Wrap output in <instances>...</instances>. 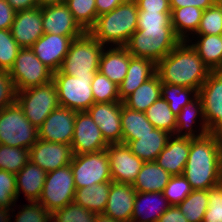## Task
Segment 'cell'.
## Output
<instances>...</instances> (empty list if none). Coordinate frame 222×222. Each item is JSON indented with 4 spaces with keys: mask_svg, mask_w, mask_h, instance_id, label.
Returning <instances> with one entry per match:
<instances>
[{
    "mask_svg": "<svg viewBox=\"0 0 222 222\" xmlns=\"http://www.w3.org/2000/svg\"><path fill=\"white\" fill-rule=\"evenodd\" d=\"M193 190H208L222 182V135L207 133L190 139L183 171Z\"/></svg>",
    "mask_w": 222,
    "mask_h": 222,
    "instance_id": "6da1fadb",
    "label": "cell"
},
{
    "mask_svg": "<svg viewBox=\"0 0 222 222\" xmlns=\"http://www.w3.org/2000/svg\"><path fill=\"white\" fill-rule=\"evenodd\" d=\"M188 43L181 41L159 61L156 64V73L162 83L183 86L198 92L211 70Z\"/></svg>",
    "mask_w": 222,
    "mask_h": 222,
    "instance_id": "7a4b0ae2",
    "label": "cell"
},
{
    "mask_svg": "<svg viewBox=\"0 0 222 222\" xmlns=\"http://www.w3.org/2000/svg\"><path fill=\"white\" fill-rule=\"evenodd\" d=\"M137 21L138 6L135 0H130L99 15L88 32L102 45L125 46L137 30Z\"/></svg>",
    "mask_w": 222,
    "mask_h": 222,
    "instance_id": "3957f363",
    "label": "cell"
},
{
    "mask_svg": "<svg viewBox=\"0 0 222 222\" xmlns=\"http://www.w3.org/2000/svg\"><path fill=\"white\" fill-rule=\"evenodd\" d=\"M181 41L173 27L137 28L124 47L131 56L157 64Z\"/></svg>",
    "mask_w": 222,
    "mask_h": 222,
    "instance_id": "277c9868",
    "label": "cell"
},
{
    "mask_svg": "<svg viewBox=\"0 0 222 222\" xmlns=\"http://www.w3.org/2000/svg\"><path fill=\"white\" fill-rule=\"evenodd\" d=\"M89 32L73 39L63 59L60 71L75 77H94L99 70L100 58L106 48Z\"/></svg>",
    "mask_w": 222,
    "mask_h": 222,
    "instance_id": "5b68a950",
    "label": "cell"
},
{
    "mask_svg": "<svg viewBox=\"0 0 222 222\" xmlns=\"http://www.w3.org/2000/svg\"><path fill=\"white\" fill-rule=\"evenodd\" d=\"M38 140V129L24 116L15 101L0 110V144L30 149Z\"/></svg>",
    "mask_w": 222,
    "mask_h": 222,
    "instance_id": "8992f818",
    "label": "cell"
},
{
    "mask_svg": "<svg viewBox=\"0 0 222 222\" xmlns=\"http://www.w3.org/2000/svg\"><path fill=\"white\" fill-rule=\"evenodd\" d=\"M15 101L22 108L24 116L37 129L49 114L59 106L57 89L53 80L16 92Z\"/></svg>",
    "mask_w": 222,
    "mask_h": 222,
    "instance_id": "52a82bcc",
    "label": "cell"
},
{
    "mask_svg": "<svg viewBox=\"0 0 222 222\" xmlns=\"http://www.w3.org/2000/svg\"><path fill=\"white\" fill-rule=\"evenodd\" d=\"M93 77H75L62 73L60 70L53 73V82L56 85L59 106L83 112L94 103L91 90Z\"/></svg>",
    "mask_w": 222,
    "mask_h": 222,
    "instance_id": "ba28073f",
    "label": "cell"
},
{
    "mask_svg": "<svg viewBox=\"0 0 222 222\" xmlns=\"http://www.w3.org/2000/svg\"><path fill=\"white\" fill-rule=\"evenodd\" d=\"M8 72L16 92L49 83L54 73L36 57L31 48L20 49Z\"/></svg>",
    "mask_w": 222,
    "mask_h": 222,
    "instance_id": "9c48e42d",
    "label": "cell"
},
{
    "mask_svg": "<svg viewBox=\"0 0 222 222\" xmlns=\"http://www.w3.org/2000/svg\"><path fill=\"white\" fill-rule=\"evenodd\" d=\"M76 187L71 165L47 172L43 190L38 200L51 214L73 202Z\"/></svg>",
    "mask_w": 222,
    "mask_h": 222,
    "instance_id": "30bf717a",
    "label": "cell"
},
{
    "mask_svg": "<svg viewBox=\"0 0 222 222\" xmlns=\"http://www.w3.org/2000/svg\"><path fill=\"white\" fill-rule=\"evenodd\" d=\"M70 165L76 189L112 181L106 149L74 155Z\"/></svg>",
    "mask_w": 222,
    "mask_h": 222,
    "instance_id": "8fae6325",
    "label": "cell"
},
{
    "mask_svg": "<svg viewBox=\"0 0 222 222\" xmlns=\"http://www.w3.org/2000/svg\"><path fill=\"white\" fill-rule=\"evenodd\" d=\"M209 133L222 135V71H211L198 91Z\"/></svg>",
    "mask_w": 222,
    "mask_h": 222,
    "instance_id": "7c38bea8",
    "label": "cell"
},
{
    "mask_svg": "<svg viewBox=\"0 0 222 222\" xmlns=\"http://www.w3.org/2000/svg\"><path fill=\"white\" fill-rule=\"evenodd\" d=\"M106 151L109 157L112 181L133 185L145 162L122 143L109 144Z\"/></svg>",
    "mask_w": 222,
    "mask_h": 222,
    "instance_id": "4fadbf2b",
    "label": "cell"
},
{
    "mask_svg": "<svg viewBox=\"0 0 222 222\" xmlns=\"http://www.w3.org/2000/svg\"><path fill=\"white\" fill-rule=\"evenodd\" d=\"M102 132L87 111L76 112L71 147L74 155L97 152L108 147Z\"/></svg>",
    "mask_w": 222,
    "mask_h": 222,
    "instance_id": "5bb4252c",
    "label": "cell"
},
{
    "mask_svg": "<svg viewBox=\"0 0 222 222\" xmlns=\"http://www.w3.org/2000/svg\"><path fill=\"white\" fill-rule=\"evenodd\" d=\"M76 112L66 107L58 106L38 128V139L71 146Z\"/></svg>",
    "mask_w": 222,
    "mask_h": 222,
    "instance_id": "9a60e30c",
    "label": "cell"
},
{
    "mask_svg": "<svg viewBox=\"0 0 222 222\" xmlns=\"http://www.w3.org/2000/svg\"><path fill=\"white\" fill-rule=\"evenodd\" d=\"M123 102L93 103L87 112L108 144L122 143L121 111Z\"/></svg>",
    "mask_w": 222,
    "mask_h": 222,
    "instance_id": "2e32d148",
    "label": "cell"
},
{
    "mask_svg": "<svg viewBox=\"0 0 222 222\" xmlns=\"http://www.w3.org/2000/svg\"><path fill=\"white\" fill-rule=\"evenodd\" d=\"M70 145L38 139L29 149V160L39 165L45 172L69 165L73 159Z\"/></svg>",
    "mask_w": 222,
    "mask_h": 222,
    "instance_id": "e0dca14e",
    "label": "cell"
},
{
    "mask_svg": "<svg viewBox=\"0 0 222 222\" xmlns=\"http://www.w3.org/2000/svg\"><path fill=\"white\" fill-rule=\"evenodd\" d=\"M80 36H61L44 33L31 47L36 57L53 72L59 71L73 39Z\"/></svg>",
    "mask_w": 222,
    "mask_h": 222,
    "instance_id": "ac0fdd59",
    "label": "cell"
},
{
    "mask_svg": "<svg viewBox=\"0 0 222 222\" xmlns=\"http://www.w3.org/2000/svg\"><path fill=\"white\" fill-rule=\"evenodd\" d=\"M11 34L21 48H31L44 34L42 7L17 11L10 28Z\"/></svg>",
    "mask_w": 222,
    "mask_h": 222,
    "instance_id": "d6986e66",
    "label": "cell"
},
{
    "mask_svg": "<svg viewBox=\"0 0 222 222\" xmlns=\"http://www.w3.org/2000/svg\"><path fill=\"white\" fill-rule=\"evenodd\" d=\"M42 24L44 33L61 36H82L85 33L66 4L42 7Z\"/></svg>",
    "mask_w": 222,
    "mask_h": 222,
    "instance_id": "ffe728a7",
    "label": "cell"
},
{
    "mask_svg": "<svg viewBox=\"0 0 222 222\" xmlns=\"http://www.w3.org/2000/svg\"><path fill=\"white\" fill-rule=\"evenodd\" d=\"M137 191L131 184L111 181L109 196L103 215L118 222H131Z\"/></svg>",
    "mask_w": 222,
    "mask_h": 222,
    "instance_id": "44dd1931",
    "label": "cell"
},
{
    "mask_svg": "<svg viewBox=\"0 0 222 222\" xmlns=\"http://www.w3.org/2000/svg\"><path fill=\"white\" fill-rule=\"evenodd\" d=\"M190 139L171 135L155 162L172 176L182 175L190 152Z\"/></svg>",
    "mask_w": 222,
    "mask_h": 222,
    "instance_id": "7402d4cb",
    "label": "cell"
},
{
    "mask_svg": "<svg viewBox=\"0 0 222 222\" xmlns=\"http://www.w3.org/2000/svg\"><path fill=\"white\" fill-rule=\"evenodd\" d=\"M109 48L107 51L103 49L98 71L119 86L127 74L133 56L124 46Z\"/></svg>",
    "mask_w": 222,
    "mask_h": 222,
    "instance_id": "603a6c76",
    "label": "cell"
},
{
    "mask_svg": "<svg viewBox=\"0 0 222 222\" xmlns=\"http://www.w3.org/2000/svg\"><path fill=\"white\" fill-rule=\"evenodd\" d=\"M156 73V64L146 58L132 57L123 82L118 86L119 98L123 102L146 80Z\"/></svg>",
    "mask_w": 222,
    "mask_h": 222,
    "instance_id": "cb8c5ba5",
    "label": "cell"
},
{
    "mask_svg": "<svg viewBox=\"0 0 222 222\" xmlns=\"http://www.w3.org/2000/svg\"><path fill=\"white\" fill-rule=\"evenodd\" d=\"M170 206L171 205L169 204L168 200L163 196L162 192H137L135 195L134 210L131 217V222H157L160 216ZM146 208L150 209L152 212L150 211L149 214Z\"/></svg>",
    "mask_w": 222,
    "mask_h": 222,
    "instance_id": "d4e9b609",
    "label": "cell"
},
{
    "mask_svg": "<svg viewBox=\"0 0 222 222\" xmlns=\"http://www.w3.org/2000/svg\"><path fill=\"white\" fill-rule=\"evenodd\" d=\"M46 176L47 172L29 160L16 174L17 197L20 196L22 190L28 203L38 201L42 194Z\"/></svg>",
    "mask_w": 222,
    "mask_h": 222,
    "instance_id": "484cf974",
    "label": "cell"
},
{
    "mask_svg": "<svg viewBox=\"0 0 222 222\" xmlns=\"http://www.w3.org/2000/svg\"><path fill=\"white\" fill-rule=\"evenodd\" d=\"M171 134L155 128L150 133L137 136V140L130 141L127 146L144 162L155 161L159 153L166 147Z\"/></svg>",
    "mask_w": 222,
    "mask_h": 222,
    "instance_id": "4316f807",
    "label": "cell"
},
{
    "mask_svg": "<svg viewBox=\"0 0 222 222\" xmlns=\"http://www.w3.org/2000/svg\"><path fill=\"white\" fill-rule=\"evenodd\" d=\"M198 116H201L202 126H200L201 128L198 129V131H200L201 129L199 134L196 133L195 135L196 130L193 131L192 124L194 123L196 124L195 120ZM182 130H187V131L183 132L182 134ZM207 133H209V131L204 118L202 100L200 96L197 94L195 98L192 101H190L187 105H185L181 109L179 114L176 116V131L174 135L185 136L190 138H199L206 135Z\"/></svg>",
    "mask_w": 222,
    "mask_h": 222,
    "instance_id": "83f0119b",
    "label": "cell"
},
{
    "mask_svg": "<svg viewBox=\"0 0 222 222\" xmlns=\"http://www.w3.org/2000/svg\"><path fill=\"white\" fill-rule=\"evenodd\" d=\"M162 82L157 73L146 80L131 95H129L123 104L133 110L145 112L162 95Z\"/></svg>",
    "mask_w": 222,
    "mask_h": 222,
    "instance_id": "f1b7e54d",
    "label": "cell"
},
{
    "mask_svg": "<svg viewBox=\"0 0 222 222\" xmlns=\"http://www.w3.org/2000/svg\"><path fill=\"white\" fill-rule=\"evenodd\" d=\"M171 176L155 161L145 162L133 183V188L137 192H162Z\"/></svg>",
    "mask_w": 222,
    "mask_h": 222,
    "instance_id": "f546056e",
    "label": "cell"
},
{
    "mask_svg": "<svg viewBox=\"0 0 222 222\" xmlns=\"http://www.w3.org/2000/svg\"><path fill=\"white\" fill-rule=\"evenodd\" d=\"M122 144L127 145L137 136L150 133L155 127L148 121L144 112L130 109L124 104L121 111Z\"/></svg>",
    "mask_w": 222,
    "mask_h": 222,
    "instance_id": "4dcf8cb0",
    "label": "cell"
},
{
    "mask_svg": "<svg viewBox=\"0 0 222 222\" xmlns=\"http://www.w3.org/2000/svg\"><path fill=\"white\" fill-rule=\"evenodd\" d=\"M111 182L93 184L89 187L76 189L73 202L88 211L103 214L109 196Z\"/></svg>",
    "mask_w": 222,
    "mask_h": 222,
    "instance_id": "1f68e13d",
    "label": "cell"
},
{
    "mask_svg": "<svg viewBox=\"0 0 222 222\" xmlns=\"http://www.w3.org/2000/svg\"><path fill=\"white\" fill-rule=\"evenodd\" d=\"M197 38L200 39L196 43L187 41L211 71H222V35H198Z\"/></svg>",
    "mask_w": 222,
    "mask_h": 222,
    "instance_id": "d6a6232c",
    "label": "cell"
},
{
    "mask_svg": "<svg viewBox=\"0 0 222 222\" xmlns=\"http://www.w3.org/2000/svg\"><path fill=\"white\" fill-rule=\"evenodd\" d=\"M202 13V9L193 6L171 8V24L175 34L182 41H187V39L189 40L188 35L193 34V32H197ZM187 32L191 33L187 34Z\"/></svg>",
    "mask_w": 222,
    "mask_h": 222,
    "instance_id": "836d02e7",
    "label": "cell"
},
{
    "mask_svg": "<svg viewBox=\"0 0 222 222\" xmlns=\"http://www.w3.org/2000/svg\"><path fill=\"white\" fill-rule=\"evenodd\" d=\"M148 121L157 129L174 135L176 131V115L172 112L167 101L162 96L145 112Z\"/></svg>",
    "mask_w": 222,
    "mask_h": 222,
    "instance_id": "e575fe53",
    "label": "cell"
},
{
    "mask_svg": "<svg viewBox=\"0 0 222 222\" xmlns=\"http://www.w3.org/2000/svg\"><path fill=\"white\" fill-rule=\"evenodd\" d=\"M177 206L188 222H202L208 208V190H193Z\"/></svg>",
    "mask_w": 222,
    "mask_h": 222,
    "instance_id": "d590c367",
    "label": "cell"
},
{
    "mask_svg": "<svg viewBox=\"0 0 222 222\" xmlns=\"http://www.w3.org/2000/svg\"><path fill=\"white\" fill-rule=\"evenodd\" d=\"M17 199L16 174L0 169V209L4 213V222H11L9 210H14L11 206Z\"/></svg>",
    "mask_w": 222,
    "mask_h": 222,
    "instance_id": "8d00e7d4",
    "label": "cell"
},
{
    "mask_svg": "<svg viewBox=\"0 0 222 222\" xmlns=\"http://www.w3.org/2000/svg\"><path fill=\"white\" fill-rule=\"evenodd\" d=\"M66 5L85 32L94 26L97 19L95 0H68Z\"/></svg>",
    "mask_w": 222,
    "mask_h": 222,
    "instance_id": "74e56055",
    "label": "cell"
},
{
    "mask_svg": "<svg viewBox=\"0 0 222 222\" xmlns=\"http://www.w3.org/2000/svg\"><path fill=\"white\" fill-rule=\"evenodd\" d=\"M191 93L192 96L190 97ZM197 94L198 92L195 89L162 83V98L168 102L170 109L176 116Z\"/></svg>",
    "mask_w": 222,
    "mask_h": 222,
    "instance_id": "f35d334b",
    "label": "cell"
},
{
    "mask_svg": "<svg viewBox=\"0 0 222 222\" xmlns=\"http://www.w3.org/2000/svg\"><path fill=\"white\" fill-rule=\"evenodd\" d=\"M29 161V149L0 144V169L17 174Z\"/></svg>",
    "mask_w": 222,
    "mask_h": 222,
    "instance_id": "ab89813d",
    "label": "cell"
},
{
    "mask_svg": "<svg viewBox=\"0 0 222 222\" xmlns=\"http://www.w3.org/2000/svg\"><path fill=\"white\" fill-rule=\"evenodd\" d=\"M94 103L120 102L118 85L99 71L91 82Z\"/></svg>",
    "mask_w": 222,
    "mask_h": 222,
    "instance_id": "60d3db41",
    "label": "cell"
},
{
    "mask_svg": "<svg viewBox=\"0 0 222 222\" xmlns=\"http://www.w3.org/2000/svg\"><path fill=\"white\" fill-rule=\"evenodd\" d=\"M195 35H222V4L214 3L203 10Z\"/></svg>",
    "mask_w": 222,
    "mask_h": 222,
    "instance_id": "b9f144b4",
    "label": "cell"
},
{
    "mask_svg": "<svg viewBox=\"0 0 222 222\" xmlns=\"http://www.w3.org/2000/svg\"><path fill=\"white\" fill-rule=\"evenodd\" d=\"M97 213L88 211L74 202L54 211L51 222H94Z\"/></svg>",
    "mask_w": 222,
    "mask_h": 222,
    "instance_id": "7bdbcfd3",
    "label": "cell"
},
{
    "mask_svg": "<svg viewBox=\"0 0 222 222\" xmlns=\"http://www.w3.org/2000/svg\"><path fill=\"white\" fill-rule=\"evenodd\" d=\"M192 191L193 188L182 174L171 176L162 193L169 204L175 206L180 204Z\"/></svg>",
    "mask_w": 222,
    "mask_h": 222,
    "instance_id": "ee69618b",
    "label": "cell"
},
{
    "mask_svg": "<svg viewBox=\"0 0 222 222\" xmlns=\"http://www.w3.org/2000/svg\"><path fill=\"white\" fill-rule=\"evenodd\" d=\"M20 49L10 29L0 30V70H10Z\"/></svg>",
    "mask_w": 222,
    "mask_h": 222,
    "instance_id": "f6af8a7d",
    "label": "cell"
},
{
    "mask_svg": "<svg viewBox=\"0 0 222 222\" xmlns=\"http://www.w3.org/2000/svg\"><path fill=\"white\" fill-rule=\"evenodd\" d=\"M202 222H222V182L208 189V208Z\"/></svg>",
    "mask_w": 222,
    "mask_h": 222,
    "instance_id": "bcb514c9",
    "label": "cell"
},
{
    "mask_svg": "<svg viewBox=\"0 0 222 222\" xmlns=\"http://www.w3.org/2000/svg\"><path fill=\"white\" fill-rule=\"evenodd\" d=\"M15 216L16 222H51V213L38 201L23 205L22 210Z\"/></svg>",
    "mask_w": 222,
    "mask_h": 222,
    "instance_id": "7dc6e473",
    "label": "cell"
},
{
    "mask_svg": "<svg viewBox=\"0 0 222 222\" xmlns=\"http://www.w3.org/2000/svg\"><path fill=\"white\" fill-rule=\"evenodd\" d=\"M173 27L171 12L138 11L137 28Z\"/></svg>",
    "mask_w": 222,
    "mask_h": 222,
    "instance_id": "c3c4849f",
    "label": "cell"
},
{
    "mask_svg": "<svg viewBox=\"0 0 222 222\" xmlns=\"http://www.w3.org/2000/svg\"><path fill=\"white\" fill-rule=\"evenodd\" d=\"M16 100L14 84L7 70H0V110Z\"/></svg>",
    "mask_w": 222,
    "mask_h": 222,
    "instance_id": "681fc988",
    "label": "cell"
},
{
    "mask_svg": "<svg viewBox=\"0 0 222 222\" xmlns=\"http://www.w3.org/2000/svg\"><path fill=\"white\" fill-rule=\"evenodd\" d=\"M138 11L171 12L169 0H135Z\"/></svg>",
    "mask_w": 222,
    "mask_h": 222,
    "instance_id": "f907efd6",
    "label": "cell"
},
{
    "mask_svg": "<svg viewBox=\"0 0 222 222\" xmlns=\"http://www.w3.org/2000/svg\"><path fill=\"white\" fill-rule=\"evenodd\" d=\"M15 14L16 11L6 0H0V30L11 28Z\"/></svg>",
    "mask_w": 222,
    "mask_h": 222,
    "instance_id": "816d5d0a",
    "label": "cell"
},
{
    "mask_svg": "<svg viewBox=\"0 0 222 222\" xmlns=\"http://www.w3.org/2000/svg\"><path fill=\"white\" fill-rule=\"evenodd\" d=\"M169 1H170V8H182L185 6H193L205 10L214 4L213 0H169Z\"/></svg>",
    "mask_w": 222,
    "mask_h": 222,
    "instance_id": "f5cc1de1",
    "label": "cell"
},
{
    "mask_svg": "<svg viewBox=\"0 0 222 222\" xmlns=\"http://www.w3.org/2000/svg\"><path fill=\"white\" fill-rule=\"evenodd\" d=\"M157 222H188L177 205L170 206Z\"/></svg>",
    "mask_w": 222,
    "mask_h": 222,
    "instance_id": "db71d44e",
    "label": "cell"
},
{
    "mask_svg": "<svg viewBox=\"0 0 222 222\" xmlns=\"http://www.w3.org/2000/svg\"><path fill=\"white\" fill-rule=\"evenodd\" d=\"M130 0H95L97 17L115 9L120 4Z\"/></svg>",
    "mask_w": 222,
    "mask_h": 222,
    "instance_id": "11a10c76",
    "label": "cell"
},
{
    "mask_svg": "<svg viewBox=\"0 0 222 222\" xmlns=\"http://www.w3.org/2000/svg\"><path fill=\"white\" fill-rule=\"evenodd\" d=\"M9 5L17 12L31 10L39 7L38 0H6Z\"/></svg>",
    "mask_w": 222,
    "mask_h": 222,
    "instance_id": "9f6ffc18",
    "label": "cell"
},
{
    "mask_svg": "<svg viewBox=\"0 0 222 222\" xmlns=\"http://www.w3.org/2000/svg\"><path fill=\"white\" fill-rule=\"evenodd\" d=\"M68 0H38L39 7H46L57 4H66Z\"/></svg>",
    "mask_w": 222,
    "mask_h": 222,
    "instance_id": "6f0895ef",
    "label": "cell"
},
{
    "mask_svg": "<svg viewBox=\"0 0 222 222\" xmlns=\"http://www.w3.org/2000/svg\"><path fill=\"white\" fill-rule=\"evenodd\" d=\"M94 222H118L103 214H97Z\"/></svg>",
    "mask_w": 222,
    "mask_h": 222,
    "instance_id": "680465c9",
    "label": "cell"
},
{
    "mask_svg": "<svg viewBox=\"0 0 222 222\" xmlns=\"http://www.w3.org/2000/svg\"><path fill=\"white\" fill-rule=\"evenodd\" d=\"M0 222H4V213L0 209Z\"/></svg>",
    "mask_w": 222,
    "mask_h": 222,
    "instance_id": "91938a15",
    "label": "cell"
},
{
    "mask_svg": "<svg viewBox=\"0 0 222 222\" xmlns=\"http://www.w3.org/2000/svg\"><path fill=\"white\" fill-rule=\"evenodd\" d=\"M214 3H219V4H222V0H213Z\"/></svg>",
    "mask_w": 222,
    "mask_h": 222,
    "instance_id": "94428289",
    "label": "cell"
}]
</instances>
